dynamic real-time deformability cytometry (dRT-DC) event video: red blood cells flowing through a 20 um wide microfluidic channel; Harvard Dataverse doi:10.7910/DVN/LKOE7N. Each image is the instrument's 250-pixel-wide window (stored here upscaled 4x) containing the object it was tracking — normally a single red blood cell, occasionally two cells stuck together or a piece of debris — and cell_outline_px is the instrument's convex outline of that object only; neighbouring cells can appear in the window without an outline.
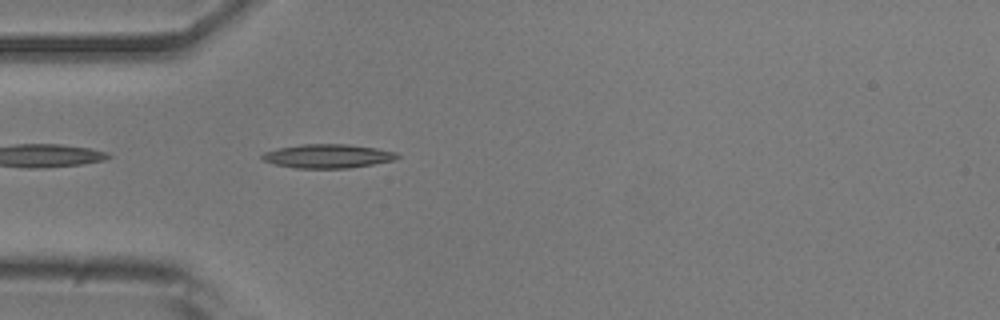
{"species": "common noctule bat (a hibernating species)", "species_latin": "Nyctalus noctula", "temperature_condition": "room temperature", "stored_images_in_passage": 38, "camera_frame_rate_fps": 3000, "um_per_image_px": 0.085, "animal": {"sex": "male", "body_mass_g": 20.5, "forearm_length_mm": 52.5}, "frame": {"image": 1, "passage_image": 2, "time_ms": 0.333, "image_size_px": [1000, 320], "cell_outline_px": [[400, 156], [392, 160], [372, 164], [348, 168], [296, 168], [276, 164], [264, 160], [260, 156], [264, 152], [280, 148], [300, 144], [348, 144], [376, 148], [396, 152]], "centroid_in_image_um": [27.86, 13.26], "position_along_channel_um": 57.1, "area_um2": 18.55}}
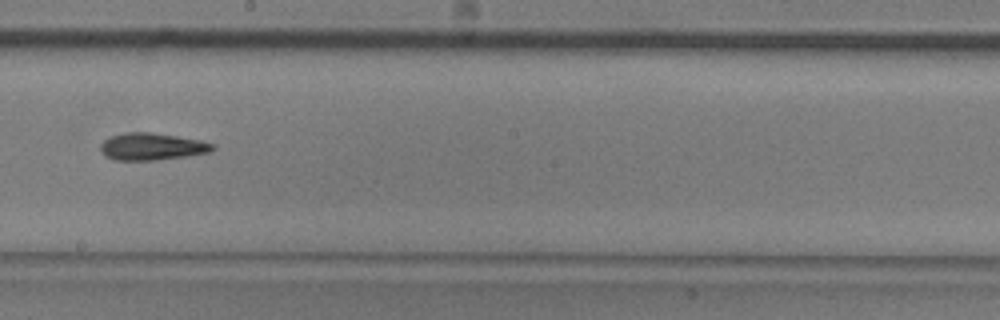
{"frame": {"image": 2, "passage_image": 16, "time_ms": 5.0, "image_size_px": [1000, 320], "cell_outline_px": [[216, 148], [212, 152], [188, 156], [156, 160], [116, 160], [104, 156], [100, 148], [100, 144], [104, 140], [112, 136], [128, 132], [152, 132], [200, 140], [216, 144]], "centroid_in_image_um": [12.95, 12.46], "position_along_channel_um": 235.2, "area_um2": 17.86}}
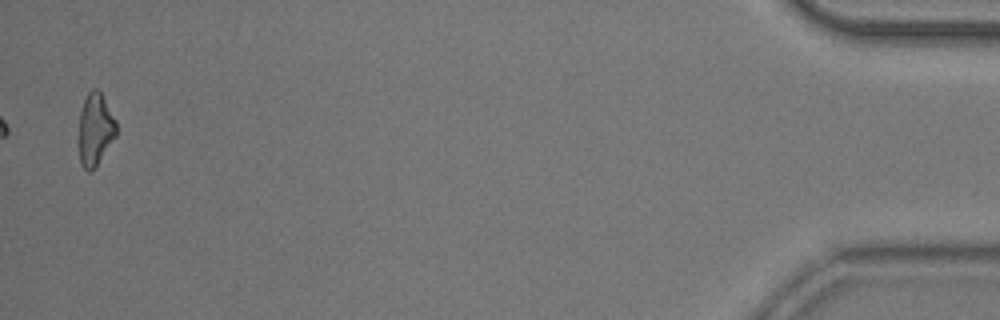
{"frame": {"image": 3, "passage_image": 38, "time_ms": 12.333, "image_size_px": [1000, 320], "cell_outline_px": [[116, 136], [92, 172], [88, 172], [80, 164], [80, 112], [84, 100], [88, 92], [92, 88], [96, 88], [100, 92], [116, 120]], "centroid_in_image_um": [8.11, 11.01], "position_along_channel_um": 427.1, "area_um2": 15.55}, "authors_computed_cell_mechanics": {"area_um2": 16.7331, "velocity_mm_per_s": 3.8677, "shape_relaxation_time_tau1_ms": 4.1083, "shape_relaxation_time_tau2_ms": 4.2264, "deformation_change_tau1": 0.1591, "deformation_change_tau2": 0.1441}}